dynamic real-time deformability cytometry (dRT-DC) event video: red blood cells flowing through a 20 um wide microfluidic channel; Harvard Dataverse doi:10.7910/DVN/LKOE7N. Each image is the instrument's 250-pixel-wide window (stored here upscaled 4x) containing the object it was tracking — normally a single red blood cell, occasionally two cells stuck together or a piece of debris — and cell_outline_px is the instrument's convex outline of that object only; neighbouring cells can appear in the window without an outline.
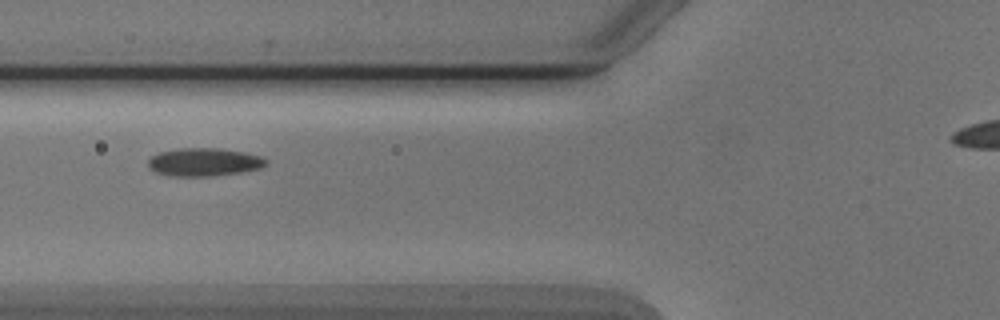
{"species": "Egyptian fruit bat (a non-hibernating species)", "species_latin": "Rousettus aegyptiacus", "temperature_condition": "cold", "stored_images_in_passage": 8, "camera_frame_rate_fps": 3000, "um_per_image_px": 0.085, "animal": {"sex": "male"}, "frame": {"image": 1, "passage_image": 6, "time_ms": 6.667, "image_size_px": [1000, 320], "cell_outline_px": [[268, 164], [264, 168], [240, 172], [212, 176], [172, 176], [156, 172], [148, 168], [148, 160], [152, 156], [160, 152], [180, 148], [220, 148], [244, 152], [264, 156], [268, 160]], "centroid_in_image_um": [17.41, 13.77], "position_along_channel_um": 108.4, "area_um2": 19.54}}
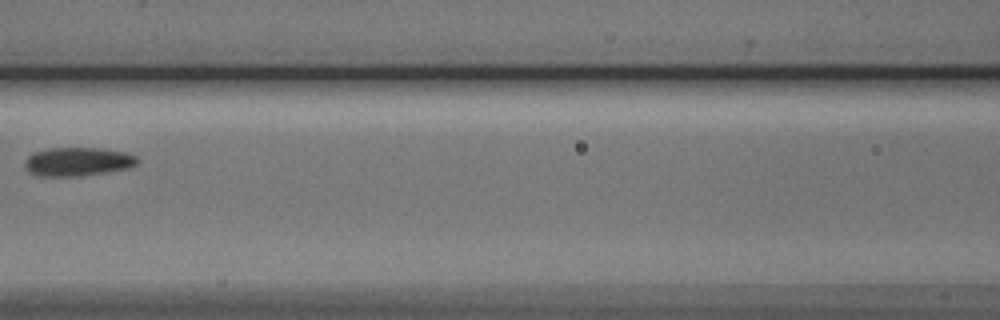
{"frame": {"image": 2, "passage_image": 7, "time_ms": 8.0, "image_size_px": [1000, 320], "cell_outline_px": [[140, 160], [136, 164], [124, 168], [104, 172], [76, 176], [36, 176], [28, 172], [24, 168], [24, 160], [32, 152], [48, 148], [104, 148], [128, 152], [136, 156]], "centroid_in_image_um": [6.55, 13.72], "position_along_channel_um": 160.1, "area_um2": 18.96}}
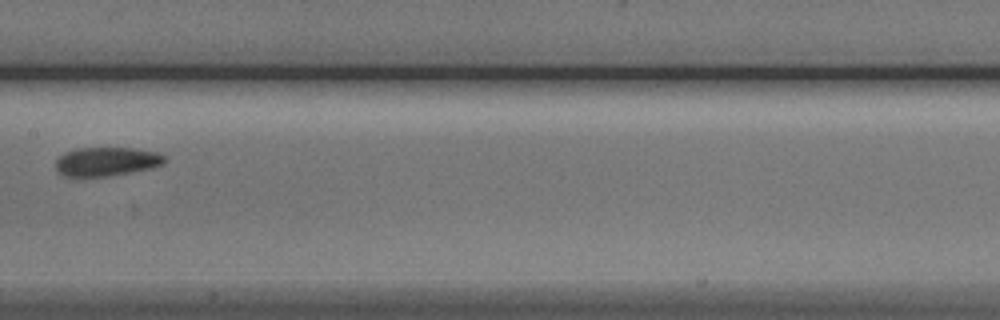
{"frame": {"image": 3, "passage_image": 8, "time_ms": 9.0, "image_size_px": [1000, 320], "cell_outline_px": [[168, 160], [164, 164], [152, 168], [108, 176], [64, 176], [56, 172], [56, 160], [64, 152], [76, 148], [132, 148], [156, 152], [164, 156]], "centroid_in_image_um": [9.05, 13.73], "position_along_channel_um": 198.3, "area_um2": 18.38}}